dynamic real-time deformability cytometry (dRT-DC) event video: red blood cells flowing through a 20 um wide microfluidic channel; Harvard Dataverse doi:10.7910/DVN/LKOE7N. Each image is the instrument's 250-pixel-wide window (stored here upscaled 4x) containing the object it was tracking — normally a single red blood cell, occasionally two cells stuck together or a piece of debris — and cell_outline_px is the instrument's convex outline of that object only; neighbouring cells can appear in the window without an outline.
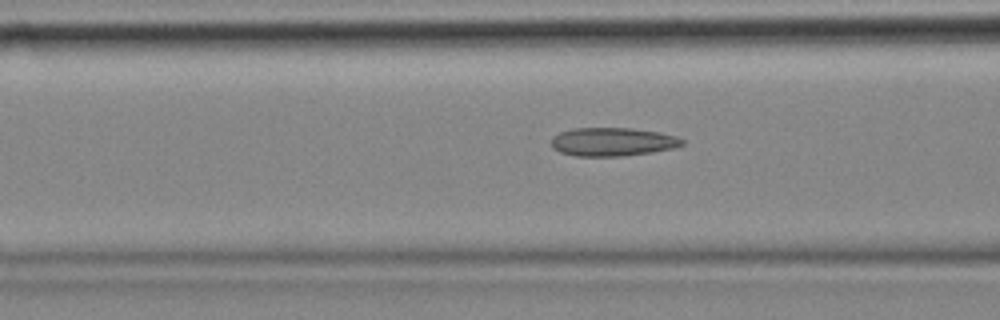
{"species": "common noctule bat (a hibernating species)", "species_latin": "Nyctalus noctula", "temperature_condition": "cold", "stored_images_in_passage": 57, "camera_frame_rate_fps": 3000, "um_per_image_px": 0.085, "animal": {"sex": "female", "body_mass_g": 18.4}, "frame": {"image": 1, "passage_image": 21, "time_ms": 6.667, "image_size_px": [1000, 320], "cell_outline_px": [[684, 144], [672, 148], [652, 152], [620, 156], [576, 156], [560, 152], [552, 148], [552, 136], [560, 132], [572, 128], [632, 128], [660, 132], [676, 136], [684, 140]], "centroid_in_image_um": [52.05, 12.05], "position_along_channel_um": 114.5, "area_um2": 21.73}}
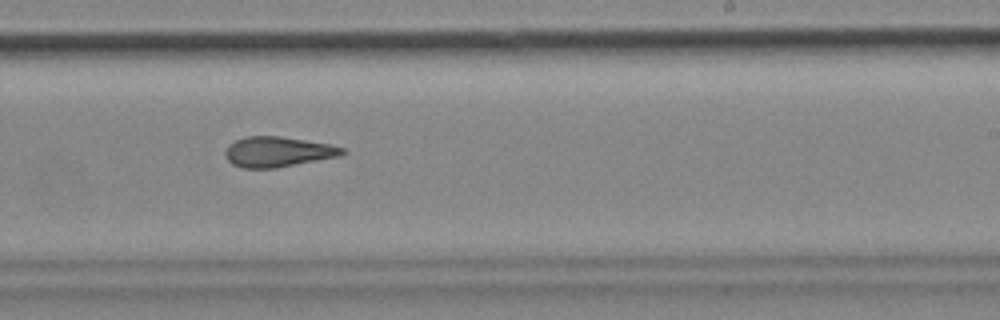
{"frame": {"image": 2, "passage_image": 34, "time_ms": 11.0, "image_size_px": [1000, 320], "cell_outline_px": [[344, 152], [340, 156], [276, 168], [244, 168], [232, 164], [228, 160], [224, 152], [228, 144], [244, 136], [280, 136], [332, 144], [344, 148]], "centroid_in_image_um": [23.6, 12.9], "position_along_channel_um": 265.4, "area_um2": 20.69}}
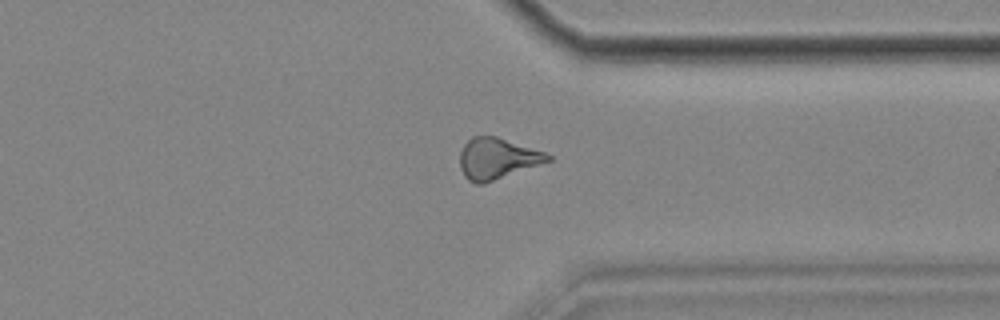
{"frame": {"image": 3, "passage_image": 43, "time_ms": 14.0, "image_size_px": [1000, 320], "cell_outline_px": [[552, 160], [484, 184], [476, 184], [468, 180], [464, 176], [460, 168], [460, 152], [464, 144], [472, 136], [496, 136], [544, 152], [552, 156]], "centroid_in_image_um": [42.23, 13.49], "position_along_channel_um": 369.2, "area_um2": 20.98}, "authors_computed_cell_mechanics": {"area_um2": 21.386, "velocity_mm_per_s": 3.4947, "shape_relaxation_time_tau1_ms": null, "shape_relaxation_time_tau2_ms": 4.5742, "deformation_change_tau1": null, "deformation_change_tau2": 0.1229}}